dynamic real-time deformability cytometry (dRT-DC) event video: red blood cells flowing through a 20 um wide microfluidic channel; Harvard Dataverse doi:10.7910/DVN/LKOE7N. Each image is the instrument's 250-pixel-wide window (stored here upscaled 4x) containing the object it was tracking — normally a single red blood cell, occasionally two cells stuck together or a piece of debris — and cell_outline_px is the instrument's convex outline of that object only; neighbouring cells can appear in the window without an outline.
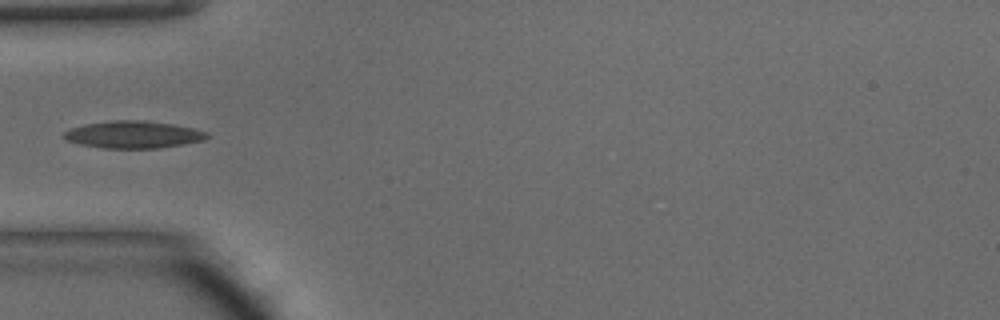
{"species": "common noctule bat (a hibernating species)", "species_latin": "Nyctalus noctula", "temperature_condition": "warm", "stored_images_in_passage": 9, "camera_frame_rate_fps": 3000, "um_per_image_px": 0.085, "animal": {"sex": "male", "body_mass_g": 15.6}, "frame": {"image": 1, "passage_image": 1, "time_ms": 0.0, "image_size_px": [1000, 320], "cell_outline_px": [[208, 136], [204, 140], [184, 144], [160, 148], [100, 148], [80, 144], [64, 140], [64, 132], [72, 128], [84, 124], [112, 120], [140, 120], [172, 124], [192, 128], [208, 132]], "centroid_in_image_um": [11.31, 11.44], "position_along_channel_um": 73.7, "area_um2": 22.66}}
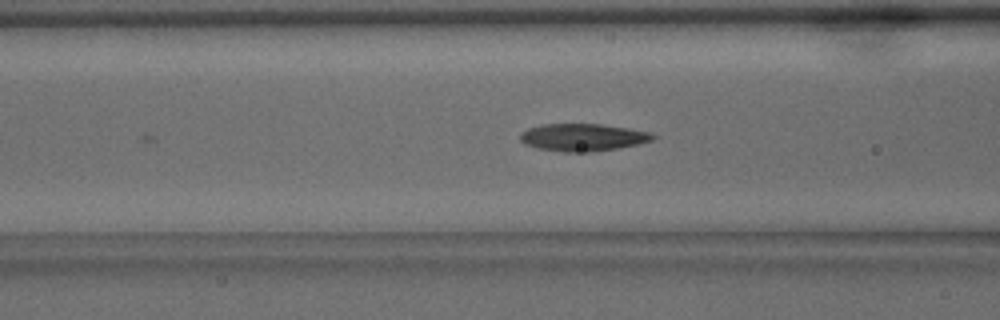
{"frame": {"image": 2, "passage_image": 4, "time_ms": 1.0, "image_size_px": [1000, 320], "cell_outline_px": [[656, 136], [652, 140], [640, 144], [616, 148], [588, 152], [564, 152], [536, 148], [524, 144], [520, 140], [520, 132], [528, 128], [544, 124], [600, 124], [628, 128], [652, 132]], "centroid_in_image_um": [49.53, 11.67], "position_along_channel_um": 117.1, "area_um2": 21.27}}